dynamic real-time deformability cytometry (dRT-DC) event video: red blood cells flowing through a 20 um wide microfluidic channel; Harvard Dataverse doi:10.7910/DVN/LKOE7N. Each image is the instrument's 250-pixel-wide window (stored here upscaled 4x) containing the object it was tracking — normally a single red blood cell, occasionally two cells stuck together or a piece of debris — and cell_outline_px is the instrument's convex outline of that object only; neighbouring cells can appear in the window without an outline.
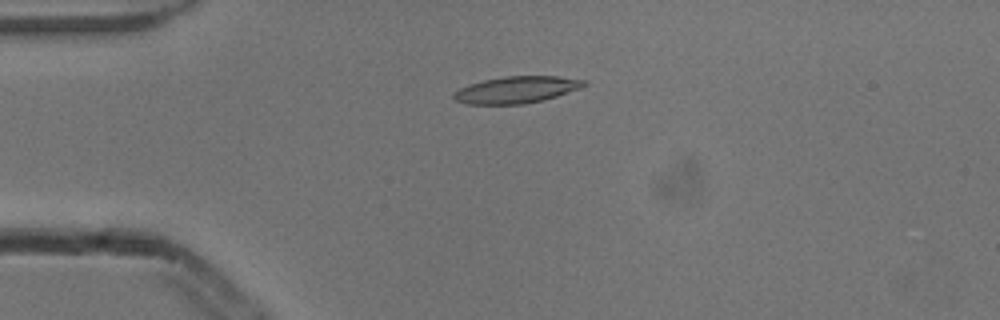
{"species": "common noctule bat (a hibernating species)", "species_latin": "Nyctalus noctula", "temperature_condition": "cold", "stored_images_in_passage": 3, "camera_frame_rate_fps": 3000, "um_per_image_px": 0.085, "animal": {"sex": "male", "body_mass_g": 13.3}, "frame": {"image": 1, "passage_image": 2, "time_ms": 0.333, "image_size_px": [1000, 320], "cell_outline_px": [[588, 84], [580, 88], [544, 100], [524, 104], [468, 104], [456, 100], [452, 96], [452, 92], [468, 84], [484, 80], [504, 76], [560, 76], [588, 80]], "centroid_in_image_um": [43.92, 7.62], "position_along_channel_um": 41.1, "area_um2": 20.46}}